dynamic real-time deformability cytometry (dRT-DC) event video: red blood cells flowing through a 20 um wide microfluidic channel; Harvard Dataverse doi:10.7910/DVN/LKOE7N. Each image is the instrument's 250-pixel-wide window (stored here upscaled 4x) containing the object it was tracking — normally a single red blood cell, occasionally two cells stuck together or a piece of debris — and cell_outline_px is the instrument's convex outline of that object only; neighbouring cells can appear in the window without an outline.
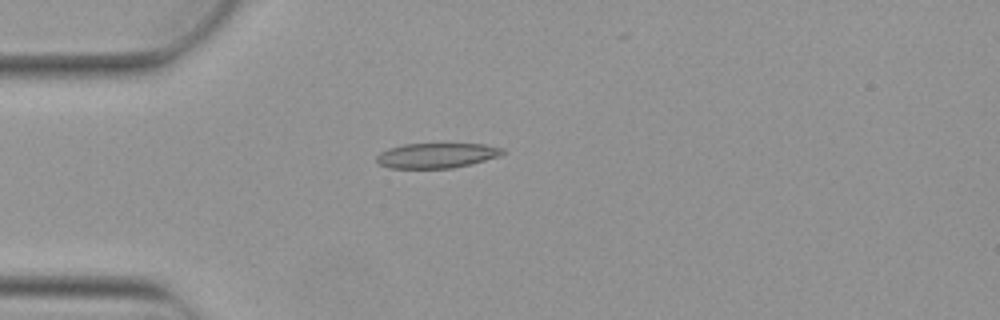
{"species": "Egyptian fruit bat (a non-hibernating species)", "species_latin": "Rousettus aegyptiacus", "temperature_condition": "warm", "stored_images_in_passage": 4, "camera_frame_rate_fps": 3000, "um_per_image_px": 0.085, "animal": {"sex": "female"}, "frame": {"image": 1, "passage_image": 4, "time_ms": 1.0, "image_size_px": [1000, 320], "cell_outline_px": [[504, 152], [500, 156], [452, 168], [388, 168], [380, 164], [376, 160], [376, 156], [380, 152], [388, 148], [404, 144], [484, 144], [504, 148]], "centroid_in_image_um": [37.09, 13.21], "position_along_channel_um": 47.9, "area_um2": 18.26}}